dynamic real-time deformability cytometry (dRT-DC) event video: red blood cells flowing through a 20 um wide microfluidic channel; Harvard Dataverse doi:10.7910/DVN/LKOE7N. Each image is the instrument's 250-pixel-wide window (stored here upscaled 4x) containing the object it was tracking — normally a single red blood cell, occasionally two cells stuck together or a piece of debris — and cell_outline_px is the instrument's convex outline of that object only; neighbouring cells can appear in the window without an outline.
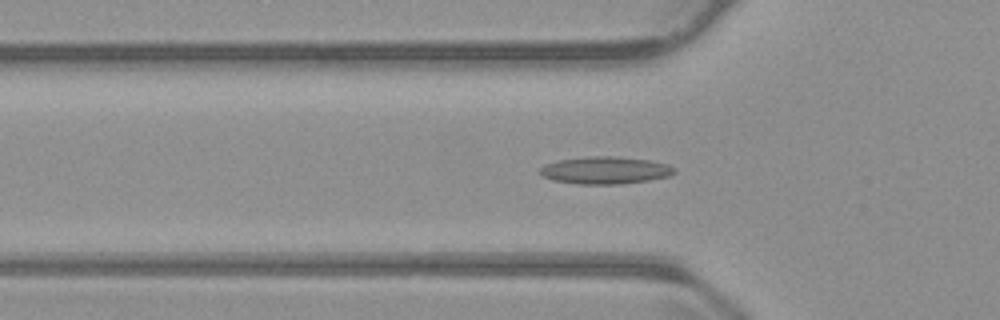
{"species": "common noctule bat (a hibernating species)", "species_latin": "Nyctalus noctula", "temperature_condition": "warm", "stored_images_in_passage": 55, "camera_frame_rate_fps": 3000, "um_per_image_px": 0.085, "animal": {"sex": "male", "body_mass_g": 23.1, "forearm_length_mm": 52.7}, "frame": {"image": 1, "passage_image": 18, "time_ms": 5.667, "image_size_px": [1000, 320], "cell_outline_px": [[676, 172], [668, 176], [648, 180], [620, 184], [576, 184], [552, 180], [536, 172], [540, 168], [548, 164], [560, 160], [588, 156], [612, 156], [648, 160], [668, 164], [676, 168]], "centroid_in_image_um": [51.44, 14.48], "position_along_channel_um": 74.4, "area_um2": 21.33}}
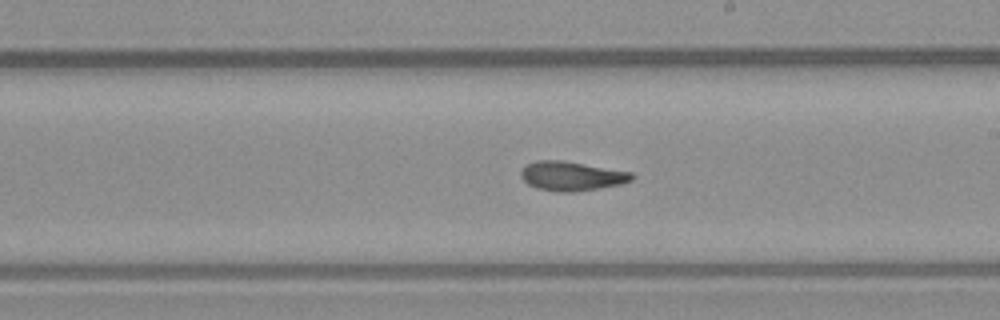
{"frame": {"image": 2, "passage_image": 31, "time_ms": 10.0, "image_size_px": [1000, 320], "cell_outline_px": [[636, 176], [632, 180], [620, 184], [600, 188], [572, 192], [556, 192], [536, 188], [528, 184], [520, 176], [520, 172], [528, 164], [536, 160], [560, 160], [632, 172]], "centroid_in_image_um": [48.59, 14.97], "position_along_channel_um": 240.4, "area_um2": 18.84}}
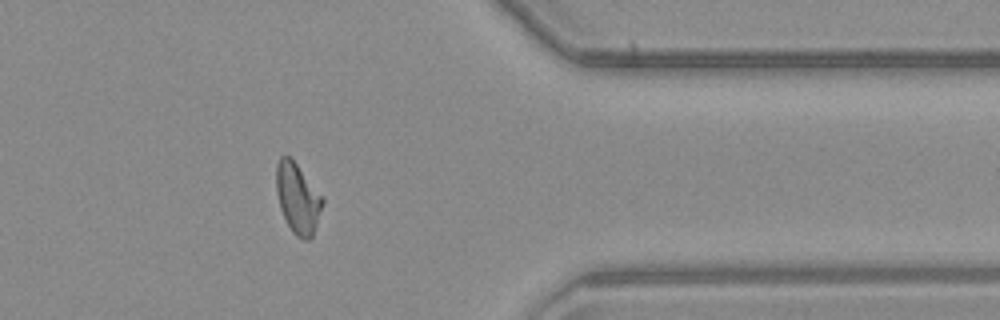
{"frame": {"image": 3, "passage_image": 44, "time_ms": 14.333, "image_size_px": [1000, 320], "cell_outline_px": [[324, 204], [316, 228], [312, 236], [308, 240], [304, 240], [296, 236], [292, 232], [280, 208], [276, 192], [276, 164], [280, 156], [292, 156], [324, 196]], "centroid_in_image_um": [25.33, 16.81], "position_along_channel_um": 386.1, "area_um2": 19.54}, "authors_computed_cell_mechanics": {"area_um2": 18.9006, "velocity_mm_per_s": 3.8055, "shape_relaxation_time_tau1_ms": null, "shape_relaxation_time_tau2_ms": 3.9545, "deformation_change_tau1": null, "deformation_change_tau2": 0.1054}}